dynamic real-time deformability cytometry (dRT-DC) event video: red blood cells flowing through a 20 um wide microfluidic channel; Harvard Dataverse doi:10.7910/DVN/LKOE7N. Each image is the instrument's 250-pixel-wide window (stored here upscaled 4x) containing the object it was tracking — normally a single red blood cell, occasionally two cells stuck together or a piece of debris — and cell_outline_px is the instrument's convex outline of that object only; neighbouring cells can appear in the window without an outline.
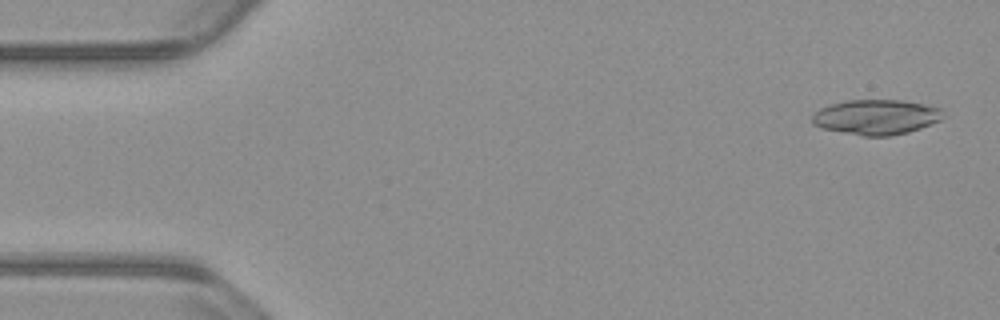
{"species": "common noctule bat (a hibernating species)", "species_latin": "Nyctalus noctula", "temperature_condition": "warm", "stored_images_in_passage": 53, "camera_frame_rate_fps": 3000, "um_per_image_px": 0.085, "animal": {"sex": "male", "body_mass_g": 23.1, "forearm_length_mm": 52.7}, "frame": {"image": 1, "passage_image": 2, "time_ms": 0.333, "image_size_px": [1000, 320], "cell_outline_px": [[944, 116], [940, 120], [920, 128], [908, 132], [888, 136], [864, 136], [820, 128], [812, 124], [812, 116], [820, 108], [828, 104], [848, 100], [904, 100], [924, 104], [940, 108]], "centroid_in_image_um": [74.45, 9.94], "position_along_channel_um": 10.6, "area_um2": 26.76}}